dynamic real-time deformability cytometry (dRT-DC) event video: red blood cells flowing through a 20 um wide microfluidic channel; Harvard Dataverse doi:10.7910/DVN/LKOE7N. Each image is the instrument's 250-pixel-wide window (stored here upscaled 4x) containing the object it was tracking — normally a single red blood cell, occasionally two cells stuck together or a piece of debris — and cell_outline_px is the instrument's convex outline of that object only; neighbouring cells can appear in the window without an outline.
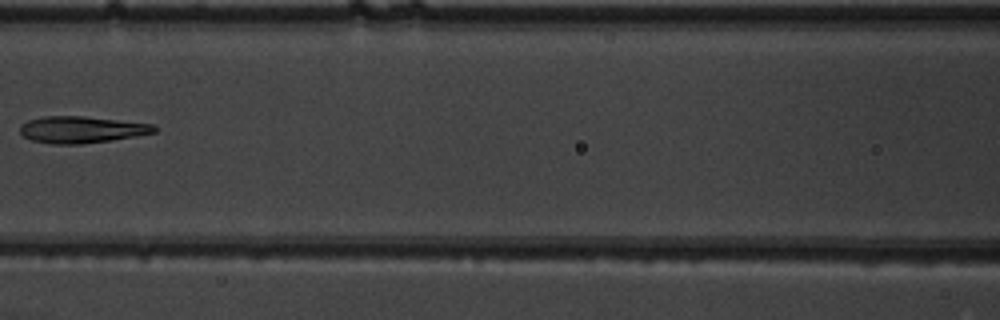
{"species": "common noctule bat (a hibernating species)", "species_latin": "Nyctalus noctula", "temperature_condition": "warm", "stored_images_in_passage": 7, "camera_frame_rate_fps": 3000, "um_per_image_px": 0.085, "animal": {"sex": "male", "body_mass_g": 19.5, "forearm_length_mm": 54.6}, "frame": {"image": 1, "passage_image": 6, "time_ms": 1.667, "image_size_px": [1000, 320], "cell_outline_px": [[156, 132], [136, 136], [112, 140], [80, 144], [52, 144], [32, 140], [24, 136], [20, 132], [20, 124], [28, 120], [44, 116], [84, 116], [152, 124], [156, 128]], "centroid_in_image_um": [6.9, 11.02], "position_along_channel_um": 159.7, "area_um2": 20.81}}
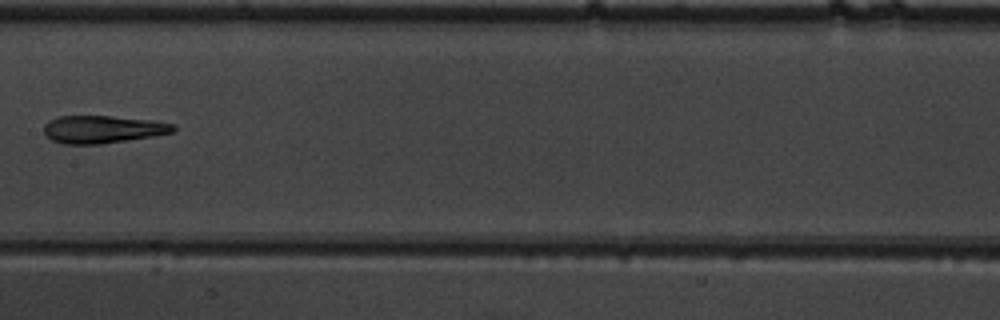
{"frame": {"image": 2, "passage_image": 7, "time_ms": 2.0, "image_size_px": [1000, 320], "cell_outline_px": [[176, 128], [172, 132], [152, 136], [100, 144], [64, 144], [52, 140], [44, 136], [44, 124], [48, 120], [56, 116], [112, 116], [152, 120], [172, 124]], "centroid_in_image_um": [8.65, 10.98], "position_along_channel_um": 198.7, "area_um2": 20.81}}